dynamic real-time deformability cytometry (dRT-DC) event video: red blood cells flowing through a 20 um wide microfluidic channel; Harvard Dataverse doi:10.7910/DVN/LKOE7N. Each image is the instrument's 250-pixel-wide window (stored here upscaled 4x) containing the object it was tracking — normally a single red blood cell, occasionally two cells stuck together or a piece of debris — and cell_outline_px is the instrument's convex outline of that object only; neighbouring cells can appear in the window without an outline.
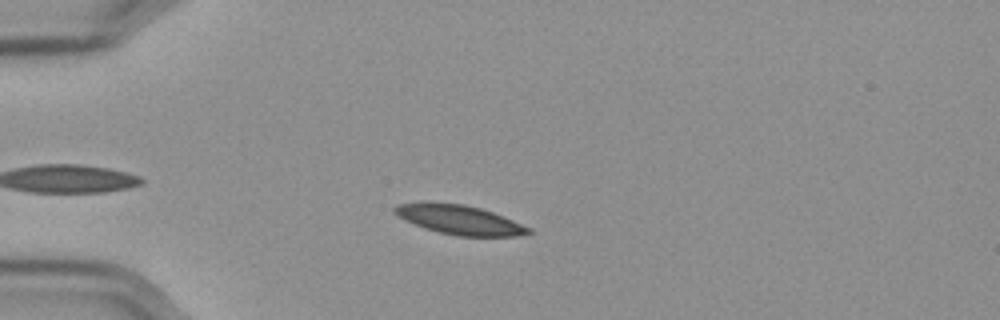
{"species": "Egyptian fruit bat (a non-hibernating species)", "species_latin": "Rousettus aegyptiacus", "temperature_condition": "cold", "stored_images_in_passage": 41, "camera_frame_rate_fps": 3000, "um_per_image_px": 0.085, "frame": {"image": 1, "passage_image": 8, "time_ms": 2.333, "image_size_px": [1000, 320], "cell_outline_px": [[532, 232], [516, 236], [456, 236], [424, 228], [404, 220], [392, 212], [392, 208], [396, 204], [464, 204], [480, 208], [492, 212], [532, 228]], "centroid_in_image_um": [39.07, 18.71], "position_along_channel_um": 45.9, "area_um2": 22.31}}
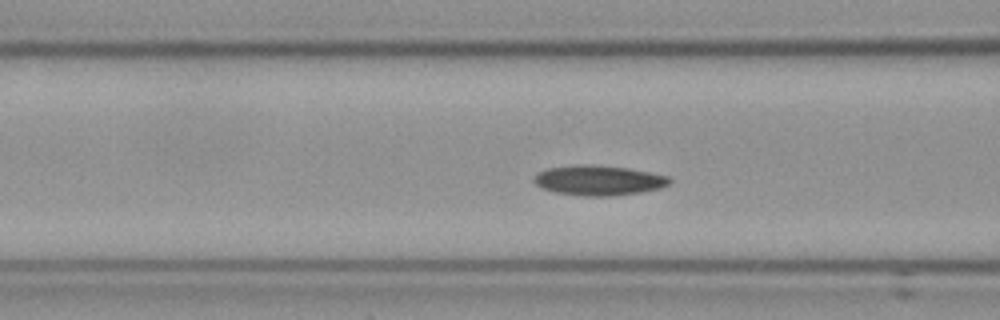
{"frame": {"image": 2, "passage_image": 16, "time_ms": 5.0, "image_size_px": [1000, 320], "cell_outline_px": [[672, 180], [668, 184], [660, 188], [640, 192], [612, 196], [584, 196], [556, 192], [540, 188], [532, 180], [536, 172], [548, 168], [580, 164], [628, 168], [668, 176]], "centroid_in_image_um": [50.84, 15.33], "position_along_channel_um": 115.8, "area_um2": 23.58}}
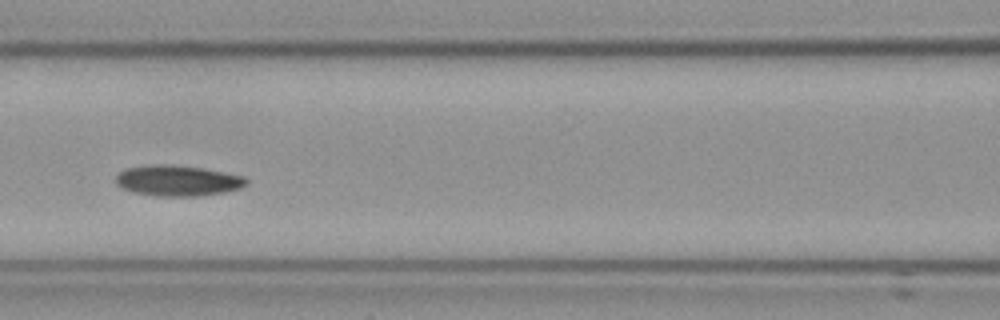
{"frame": {"image": 3, "passage_image": 19, "time_ms": 6.0, "image_size_px": [1000, 320], "cell_outline_px": [[248, 184], [240, 188], [224, 192], [200, 196], [156, 196], [132, 192], [120, 188], [116, 184], [116, 176], [124, 168], [148, 164], [164, 164], [200, 168], [224, 172], [244, 176], [248, 180]], "centroid_in_image_um": [15.07, 15.36], "position_along_channel_um": 151.5, "area_um2": 23.52}}